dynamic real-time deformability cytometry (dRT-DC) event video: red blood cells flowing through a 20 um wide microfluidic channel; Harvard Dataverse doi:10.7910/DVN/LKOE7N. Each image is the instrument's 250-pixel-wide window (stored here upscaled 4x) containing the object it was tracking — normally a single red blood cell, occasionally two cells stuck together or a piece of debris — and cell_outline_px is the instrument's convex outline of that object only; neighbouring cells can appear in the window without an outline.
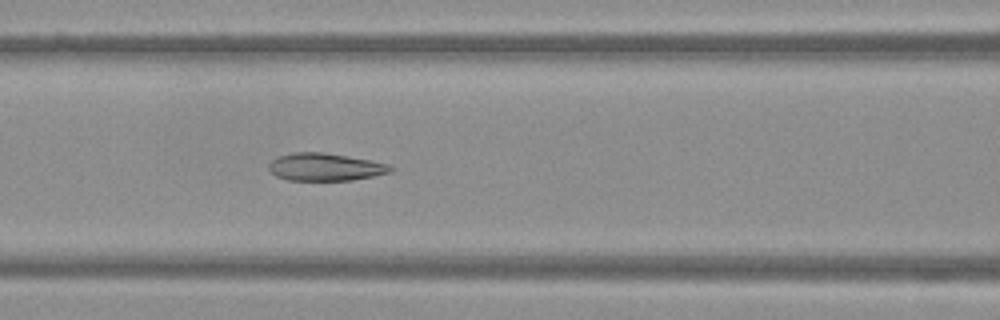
{"species": "Egyptian fruit bat (a non-hibernating species)", "species_latin": "Rousettus aegyptiacus", "temperature_condition": "warm", "stored_images_in_passage": 23, "camera_frame_rate_fps": 3000, "um_per_image_px": 0.085, "frame": {"image": 1, "passage_image": 20, "time_ms": 6.333, "image_size_px": [1000, 320], "cell_outline_px": [[392, 172], [352, 180], [288, 180], [276, 176], [268, 168], [268, 164], [276, 156], [292, 152], [324, 152], [368, 160], [388, 164], [392, 168]], "centroid_in_image_um": [27.59, 14.19], "position_along_channel_um": 139.0, "area_um2": 19.48}}
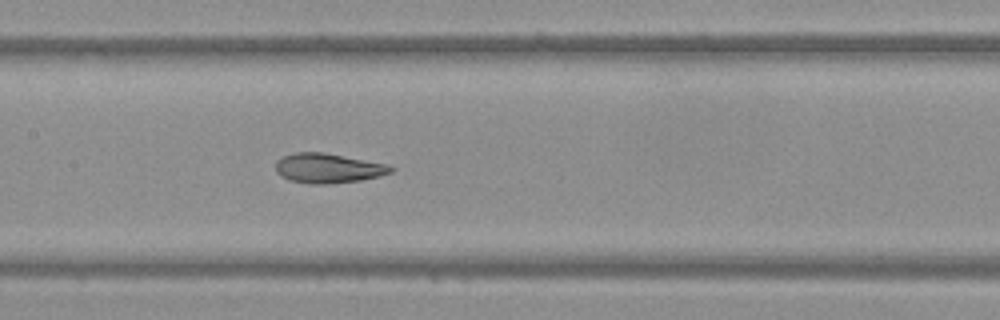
{"frame": {"image": 2, "passage_image": 23, "time_ms": 7.333, "image_size_px": [1000, 320], "cell_outline_px": [[396, 168], [392, 172], [380, 176], [360, 180], [328, 184], [312, 184], [288, 180], [280, 176], [276, 172], [276, 160], [284, 156], [296, 152], [324, 152], [388, 164]], "centroid_in_image_um": [27.89, 14.3], "position_along_channel_um": 179.5, "area_um2": 20.06}}